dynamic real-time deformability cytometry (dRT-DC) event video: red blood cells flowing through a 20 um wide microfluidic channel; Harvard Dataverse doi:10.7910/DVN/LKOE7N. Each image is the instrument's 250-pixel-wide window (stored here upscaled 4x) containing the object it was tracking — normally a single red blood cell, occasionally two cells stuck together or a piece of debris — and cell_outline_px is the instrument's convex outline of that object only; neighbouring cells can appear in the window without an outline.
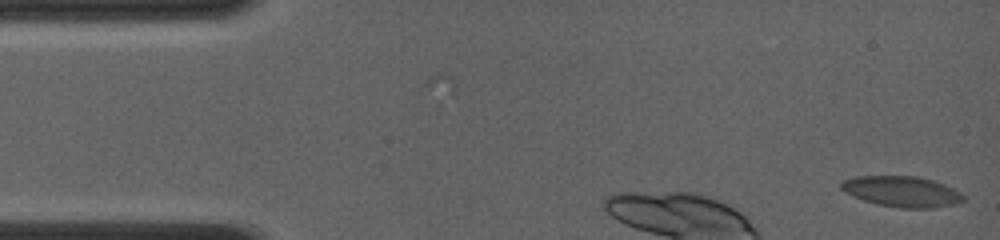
{"species": "common noctule bat (a hibernating species)", "species_latin": "Nyctalus noctula", "temperature_condition": "room temperature", "stored_images_in_passage": 65, "camera_frame_rate_fps": 4000, "um_per_image_px": 0.085, "animal": {"sex": "female", "body_mass_g": 19.0, "forearm_length_mm": 56.7}, "frame": {"image": 1, "passage_image": 1, "time_ms": 0.0, "image_size_px": [1000, 240], "cell_outline_px": [[964, 200], [952, 204], [932, 208], [900, 208], [876, 204], [852, 196], [844, 192], [840, 188], [840, 184], [844, 180], [856, 176], [916, 176], [932, 180], [944, 184], [960, 192], [964, 196]], "centroid_in_image_um": [76.62, 16.28], "position_along_channel_um": 8.4, "area_um2": 21.79}}
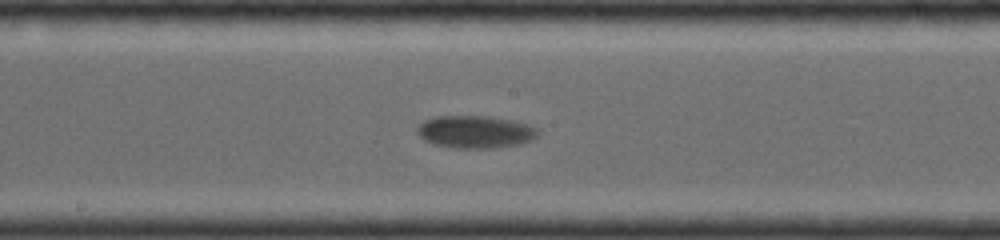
{"frame": {"image": 2, "passage_image": 34, "time_ms": 8.25, "image_size_px": [1000, 240], "cell_outline_px": [[540, 132], [532, 140], [520, 144], [492, 148], [456, 148], [436, 144], [424, 140], [416, 132], [416, 128], [424, 120], [436, 116], [488, 116], [512, 120], [528, 124], [536, 128]], "centroid_in_image_um": [40.4, 11.2], "position_along_channel_um": 207.8, "area_um2": 22.89}}
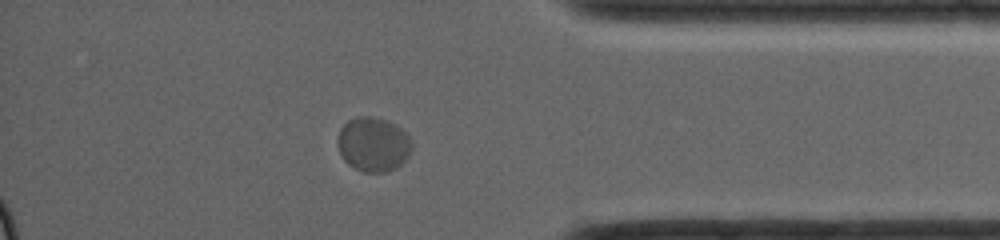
{"frame": {"image": 3, "passage_image": 55, "time_ms": 13.5, "image_size_px": [1000, 240], "cell_outline_px": [[412, 152], [396, 168], [384, 172], [364, 172], [348, 164], [344, 160], [336, 144], [336, 140], [340, 128], [348, 120], [356, 116], [372, 116], [388, 120], [396, 124], [408, 132], [412, 140]], "centroid_in_image_um": [31.74, 12.24], "position_along_channel_um": 403.5, "area_um2": 23.99}, "authors_computed_cell_mechanics": {"area_um2": 22.1952, "velocity_mm_per_s": 3.8896, "shape_relaxation_time_tau1_ms": 1.4895, "shape_relaxation_time_tau2_ms": null, "deformation_change_tau1": 0.0893, "deformation_change_tau2": null}}